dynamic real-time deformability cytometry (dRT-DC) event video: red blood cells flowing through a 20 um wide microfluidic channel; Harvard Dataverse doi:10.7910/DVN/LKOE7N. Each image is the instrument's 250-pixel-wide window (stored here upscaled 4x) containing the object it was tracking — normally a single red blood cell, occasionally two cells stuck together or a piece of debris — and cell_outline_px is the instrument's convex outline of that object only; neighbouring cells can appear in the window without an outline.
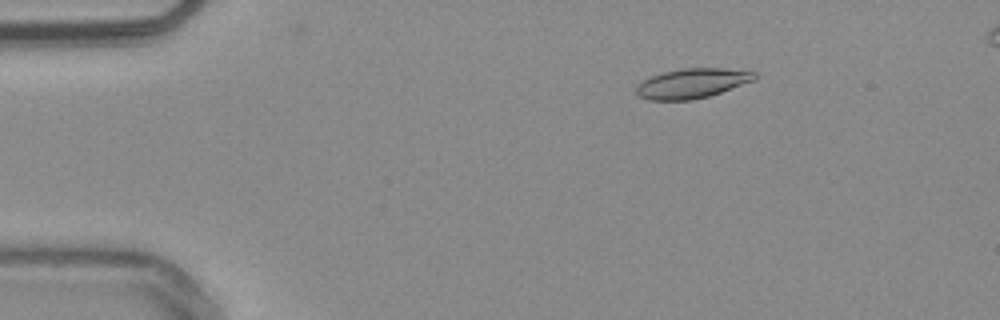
{"species": "common noctule bat (a hibernating species)", "species_latin": "Nyctalus noctula", "temperature_condition": "warm", "stored_images_in_passage": 35, "camera_frame_rate_fps": 3000, "um_per_image_px": 0.085, "animal": {"sex": "male", "body_mass_g": 20.4}, "frame": {"image": 1, "passage_image": 1, "time_ms": 0.0, "image_size_px": [1000, 320], "cell_outline_px": [[756, 80], [708, 96], [692, 100], [648, 100], [636, 96], [636, 84], [652, 76], [664, 72], [684, 68], [724, 68], [756, 72]], "centroid_in_image_um": [58.8, 7.09], "position_along_channel_um": 26.2, "area_um2": 20.52}}
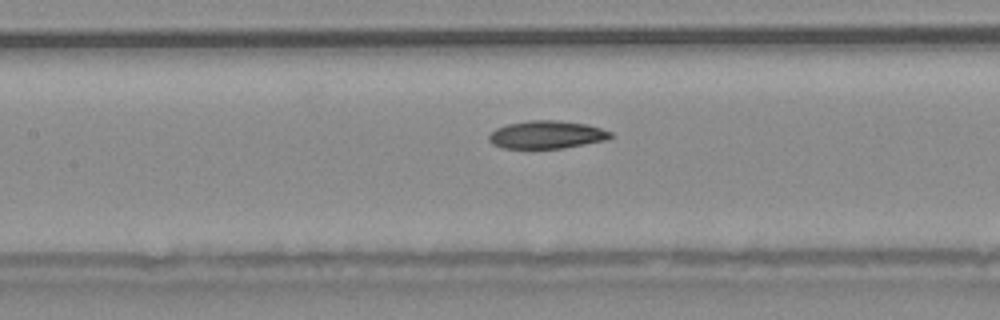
{"frame": {"image": 2, "passage_image": 17, "time_ms": 5.333, "image_size_px": [1000, 320], "cell_outline_px": [[612, 136], [608, 140], [564, 148], [504, 148], [492, 144], [488, 140], [488, 136], [496, 128], [508, 124], [528, 120], [560, 120], [588, 124], [612, 132]], "centroid_in_image_um": [46.49, 11.44], "position_along_channel_um": 160.9, "area_um2": 19.88}}
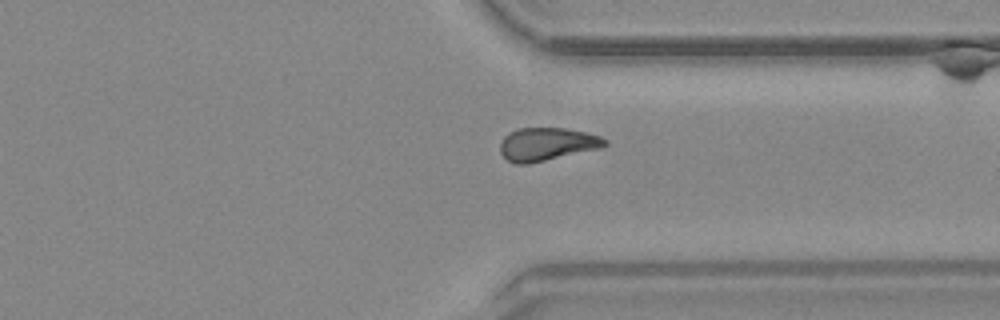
{"frame": {"image": 3, "passage_image": 33, "time_ms": 10.667, "image_size_px": [1000, 320], "cell_outline_px": [[608, 144], [604, 148], [528, 164], [516, 164], [508, 160], [500, 152], [500, 144], [504, 136], [508, 132], [520, 128], [564, 128], [584, 132], [600, 136], [608, 140]], "centroid_in_image_um": [46.52, 12.26], "position_along_channel_um": 364.9, "area_um2": 20.35}}